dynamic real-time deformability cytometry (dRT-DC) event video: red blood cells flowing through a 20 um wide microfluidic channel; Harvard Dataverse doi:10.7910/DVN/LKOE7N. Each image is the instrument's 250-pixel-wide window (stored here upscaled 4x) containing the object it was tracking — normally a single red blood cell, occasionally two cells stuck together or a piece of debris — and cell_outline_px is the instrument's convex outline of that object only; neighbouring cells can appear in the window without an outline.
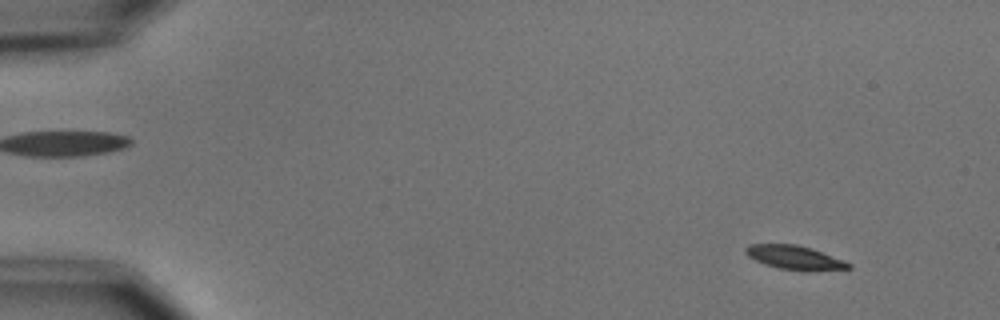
{"species": "common noctule bat (a hibernating species)", "species_latin": "Nyctalus noctula", "temperature_condition": "cold", "stored_images_in_passage": 8, "camera_frame_rate_fps": 3000, "um_per_image_px": 0.085, "animal": {"sex": "male", "body_mass_g": 15.6}, "frame": {"image": 1, "passage_image": 1, "time_ms": 0.0, "image_size_px": [1000, 320], "cell_outline_px": [[852, 268], [808, 272], [804, 272], [776, 268], [764, 264], [748, 256], [744, 252], [744, 248], [748, 244], [796, 244], [812, 248], [844, 260], [852, 264]], "centroid_in_image_um": [67.56, 21.91], "position_along_channel_um": 17.4, "area_um2": 14.74}}
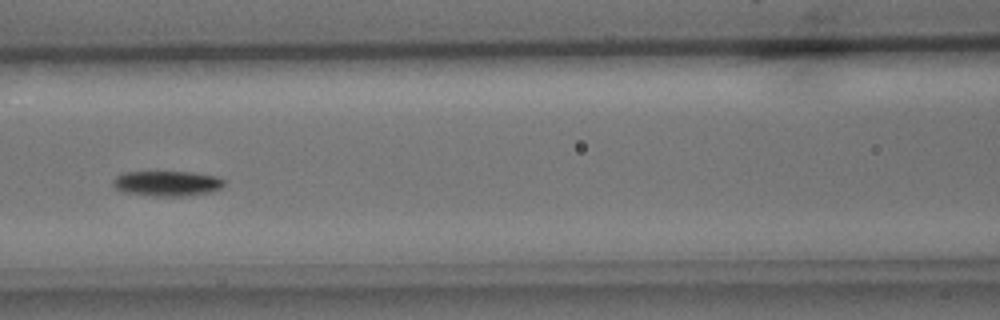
{"frame": {"image": 2, "passage_image": 6, "time_ms": 6.667, "image_size_px": [1000, 320], "cell_outline_px": [[224, 184], [220, 188], [212, 192], [184, 196], [152, 196], [124, 192], [116, 188], [112, 184], [112, 180], [116, 176], [124, 172], [192, 172], [216, 176], [224, 180]], "centroid_in_image_um": [14.19, 15.59], "position_along_channel_um": 152.4, "area_um2": 16.36}}
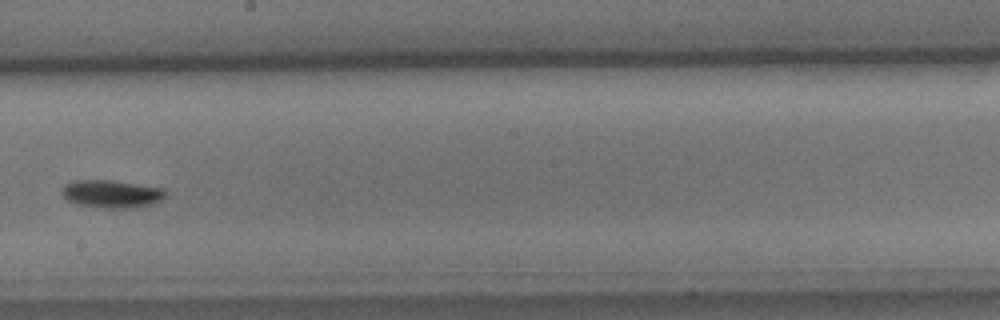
{"frame": {"image": 3, "passage_image": 8, "time_ms": 9.0, "image_size_px": [1000, 320], "cell_outline_px": [[164, 196], [156, 204], [136, 208], [108, 208], [76, 204], [68, 200], [60, 192], [60, 188], [64, 184], [76, 180], [112, 180], [164, 188]], "centroid_in_image_um": [9.47, 16.48], "position_along_channel_um": 238.7, "area_um2": 16.94}}